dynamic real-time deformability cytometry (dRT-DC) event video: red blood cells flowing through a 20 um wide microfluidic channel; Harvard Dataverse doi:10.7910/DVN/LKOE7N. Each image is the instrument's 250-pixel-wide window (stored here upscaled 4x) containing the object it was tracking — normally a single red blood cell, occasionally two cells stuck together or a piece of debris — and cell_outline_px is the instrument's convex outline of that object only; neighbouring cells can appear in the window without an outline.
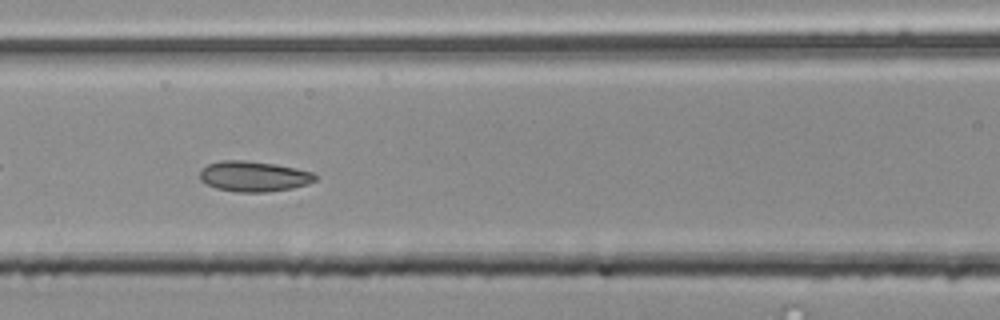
{"species": "common noctule bat (a hibernating species)", "species_latin": "Nyctalus noctula", "temperature_condition": "room temperature", "stored_images_in_passage": 41, "camera_frame_rate_fps": 3000, "um_per_image_px": 0.085, "animal": {"sex": "male", "body_mass_g": 20.4}, "frame": {"image": 1, "passage_image": 10, "time_ms": 3.0, "image_size_px": [1000, 320], "cell_outline_px": [[316, 180], [308, 184], [292, 188], [264, 192], [236, 192], [216, 188], [200, 180], [200, 172], [208, 164], [220, 160], [244, 160], [272, 164], [312, 172], [316, 176]], "centroid_in_image_um": [21.55, 14.99], "position_along_channel_um": 145.1, "area_um2": 20.17}}
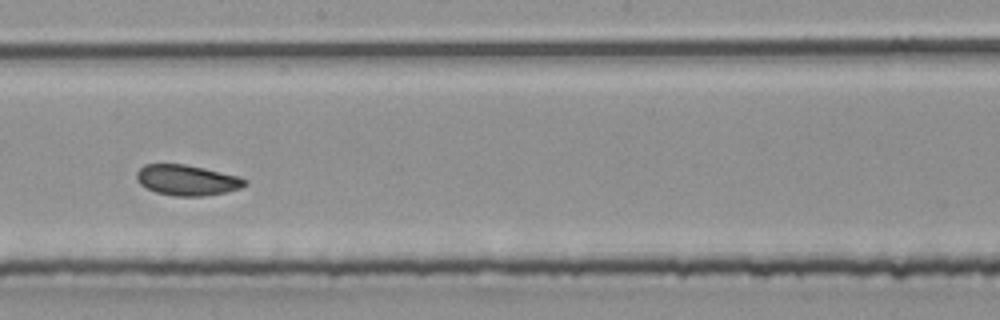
{"frame": {"image": 2, "passage_image": 17, "time_ms": 5.333, "image_size_px": [1000, 320], "cell_outline_px": [[248, 184], [240, 188], [224, 192], [204, 196], [172, 196], [156, 192], [140, 184], [136, 180], [136, 172], [144, 164], [184, 164], [204, 168], [240, 176], [248, 180]], "centroid_in_image_um": [15.9, 15.31], "position_along_channel_um": 232.3, "area_um2": 19.36}}
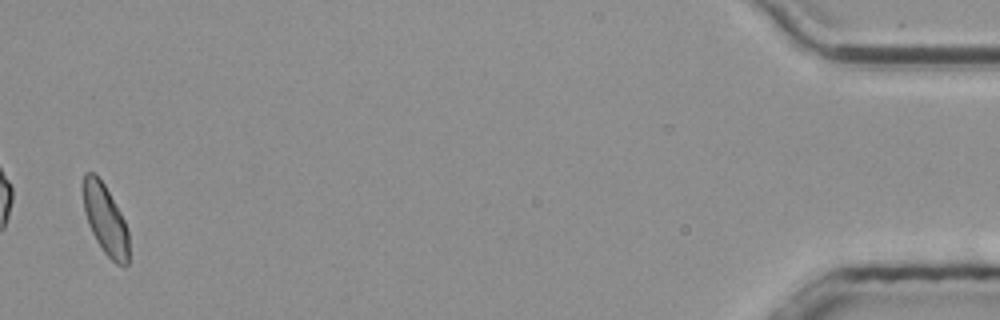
{"frame": {"image": 3, "passage_image": 40, "time_ms": 13.0, "image_size_px": [1000, 320], "cell_outline_px": [[128, 264], [124, 268], [116, 264], [104, 252], [96, 240], [88, 224], [84, 212], [84, 172], [92, 172], [104, 184], [120, 212], [124, 220], [128, 232]], "centroid_in_image_um": [8.97, 18.72], "position_along_channel_um": 426.2, "area_um2": 18.32}, "authors_computed_cell_mechanics": {"area_um2": 19.4786, "velocity_mm_per_s": 3.7528, "shape_relaxation_time_tau1_ms": 2.2405, "shape_relaxation_time_tau2_ms": 2.119, "deformation_change_tau1": 0.0666, "deformation_change_tau2": 0.0699}}